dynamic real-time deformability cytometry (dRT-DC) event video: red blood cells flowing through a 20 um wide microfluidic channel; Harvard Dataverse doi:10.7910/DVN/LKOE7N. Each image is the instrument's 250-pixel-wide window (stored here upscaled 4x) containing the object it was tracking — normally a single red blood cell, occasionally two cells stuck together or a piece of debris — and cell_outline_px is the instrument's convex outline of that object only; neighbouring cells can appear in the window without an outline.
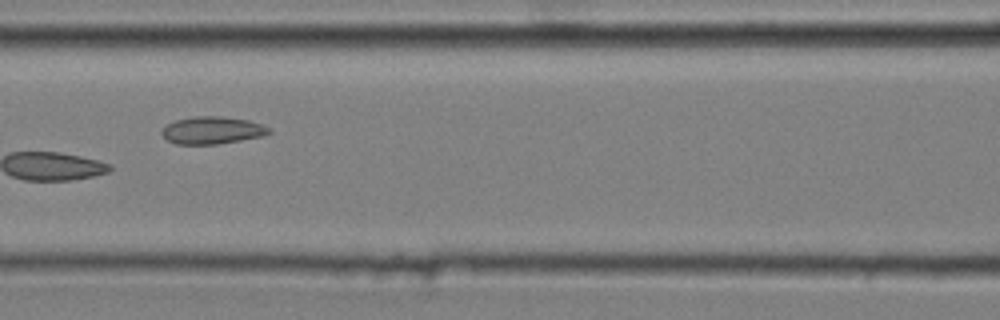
{"species": "common noctule bat (a hibernating species)", "species_latin": "Nyctalus noctula", "temperature_condition": "cold", "stored_images_in_passage": 10, "camera_frame_rate_fps": 3000, "um_per_image_px": 0.085, "animal": {"sex": "male", "body_mass_g": 20.4}, "frame": {"image": 1, "passage_image": 6, "time_ms": 1.667, "image_size_px": [1000, 320], "cell_outline_px": [[272, 132], [264, 136], [216, 144], [176, 144], [168, 140], [160, 132], [168, 124], [176, 120], [196, 116], [220, 116], [248, 120], [260, 124], [268, 128]], "centroid_in_image_um": [18.04, 11.07], "position_along_channel_um": 148.6, "area_um2": 16.88}}
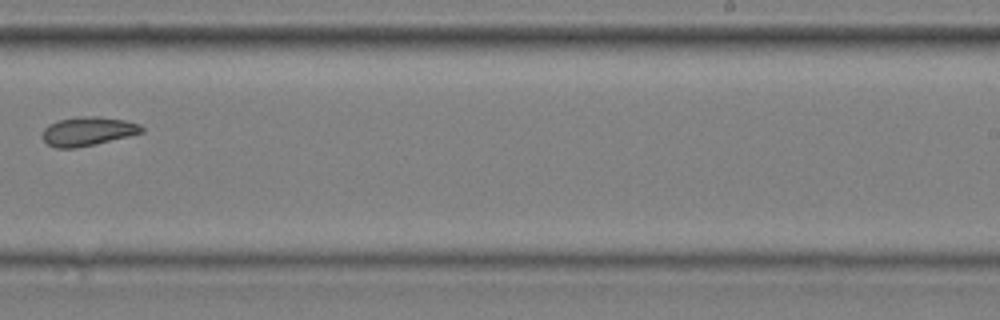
{"frame": {"image": 2, "passage_image": 9, "time_ms": 2.667, "image_size_px": [1000, 320], "cell_outline_px": [[144, 132], [96, 144], [76, 148], [56, 148], [48, 144], [44, 140], [44, 128], [48, 124], [60, 120], [76, 116], [96, 116], [124, 120], [140, 124], [144, 128]], "centroid_in_image_um": [7.48, 11.15], "position_along_channel_um": 281.5, "area_um2": 16.65}}
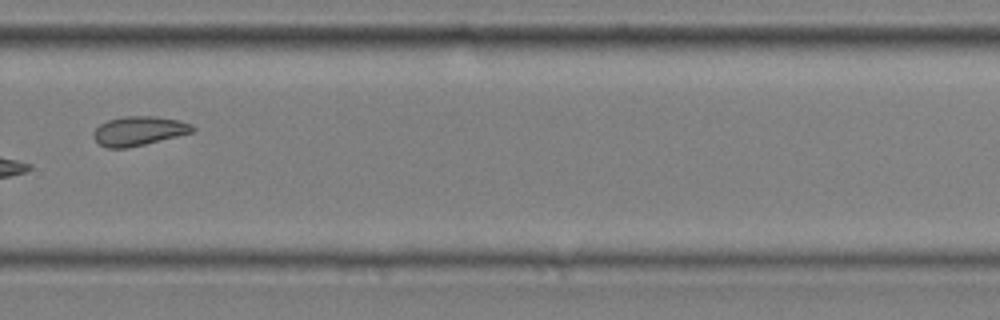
{"frame": {"image": 3, "passage_image": 10, "time_ms": 3.0, "image_size_px": [1000, 320], "cell_outline_px": [[196, 128], [192, 132], [128, 148], [108, 148], [100, 144], [96, 140], [96, 128], [100, 124], [108, 120], [124, 116], [156, 116], [176, 120], [192, 124]], "centroid_in_image_um": [11.82, 11.12], "position_along_channel_um": 318.0, "area_um2": 16.47}}